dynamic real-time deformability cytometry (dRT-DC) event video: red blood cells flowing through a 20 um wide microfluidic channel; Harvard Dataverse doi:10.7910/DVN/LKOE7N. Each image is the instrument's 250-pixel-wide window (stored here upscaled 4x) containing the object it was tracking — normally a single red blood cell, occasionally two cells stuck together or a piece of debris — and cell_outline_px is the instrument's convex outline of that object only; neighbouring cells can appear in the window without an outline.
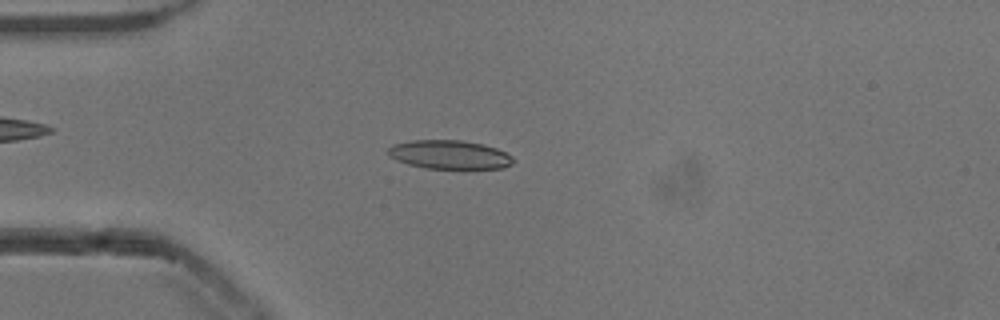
{"species": "common noctule bat (a hibernating species)", "species_latin": "Nyctalus noctula", "temperature_condition": "cold", "stored_images_in_passage": 41, "camera_frame_rate_fps": 3000, "um_per_image_px": 0.085, "animal": {"sex": "male", "body_mass_g": 13.3}, "frame": {"image": 1, "passage_image": 2, "time_ms": 0.333, "image_size_px": [1000, 320], "cell_outline_px": [[516, 160], [512, 164], [504, 168], [464, 172], [428, 168], [408, 164], [396, 160], [388, 156], [388, 148], [392, 144], [412, 140], [460, 140], [480, 144], [496, 148], [512, 156]], "centroid_in_image_um": [38.26, 13.2], "position_along_channel_um": 46.7, "area_um2": 21.96}}
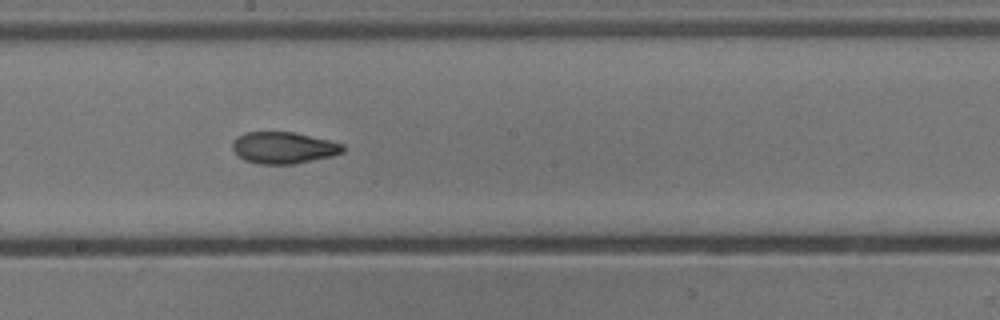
{"frame": {"image": 2, "passage_image": 17, "time_ms": 5.333, "image_size_px": [1000, 320], "cell_outline_px": [[344, 152], [332, 156], [296, 164], [260, 164], [244, 160], [232, 148], [232, 140], [236, 136], [244, 132], [292, 132], [328, 140], [344, 144]], "centroid_in_image_um": [24.09, 12.56], "position_along_channel_um": 224.1, "area_um2": 20.4}}
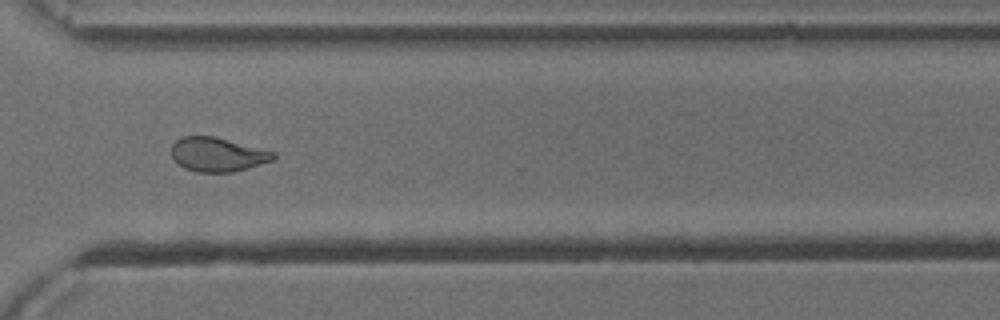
{"frame": {"image": 3, "passage_image": 27, "time_ms": 8.667, "image_size_px": [1000, 320], "cell_outline_px": [[276, 156], [272, 160], [248, 168], [232, 172], [196, 172], [184, 168], [176, 164], [172, 160], [172, 144], [176, 140], [184, 136], [216, 136], [276, 152]], "centroid_in_image_um": [18.47, 13.13], "position_along_channel_um": 352.1, "area_um2": 20.46}, "authors_computed_cell_mechanics": {"area_um2": 20.9814, "velocity_mm_per_s": 3.8464, "shape_relaxation_time_tau1_ms": 6.5976, "shape_relaxation_time_tau2_ms": 2.5866, "deformation_change_tau1": 0.1788, "deformation_change_tau2": 0.0833}}